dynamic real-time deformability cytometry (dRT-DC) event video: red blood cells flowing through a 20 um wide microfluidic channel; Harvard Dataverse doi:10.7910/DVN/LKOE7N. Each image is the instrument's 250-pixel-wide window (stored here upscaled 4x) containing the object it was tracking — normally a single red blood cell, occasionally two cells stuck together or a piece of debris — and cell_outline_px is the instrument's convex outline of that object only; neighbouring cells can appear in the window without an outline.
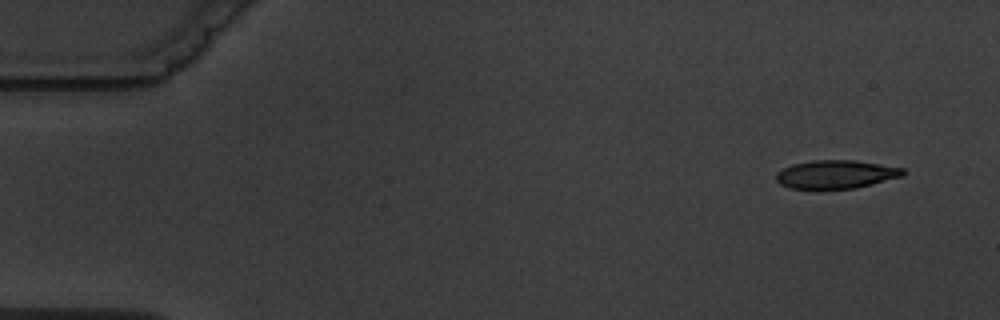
{"species": "common noctule bat (a hibernating species)", "species_latin": "Nyctalus noctula", "temperature_condition": "warm", "stored_images_in_passage": 7, "camera_frame_rate_fps": 3000, "um_per_image_px": 0.085, "animal": {"sex": "male", "body_mass_g": 19.5, "forearm_length_mm": 54.6}, "frame": {"image": 1, "passage_image": 1, "time_ms": 0.0, "image_size_px": [1000, 320], "cell_outline_px": [[908, 172], [904, 176], [856, 188], [816, 192], [788, 188], [780, 184], [776, 180], [776, 172], [792, 164], [812, 160], [856, 160], [904, 168]], "centroid_in_image_um": [71.03, 14.86], "position_along_channel_um": 14.0, "area_um2": 22.02}}
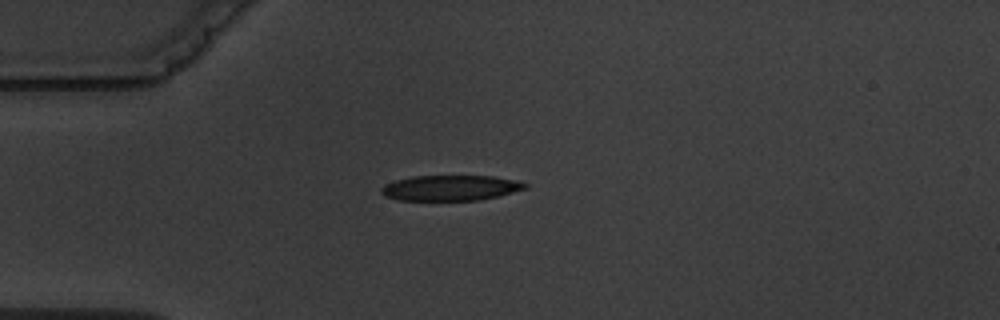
{"frame": {"image": 2, "passage_image": 4, "time_ms": 3.667, "image_size_px": [1000, 320], "cell_outline_px": [[528, 188], [480, 200], [400, 200], [384, 196], [380, 192], [380, 188], [384, 184], [396, 180], [412, 176], [492, 176], [512, 180], [528, 184]], "centroid_in_image_um": [38.24, 15.97], "position_along_channel_um": 46.8, "area_um2": 21.15}}
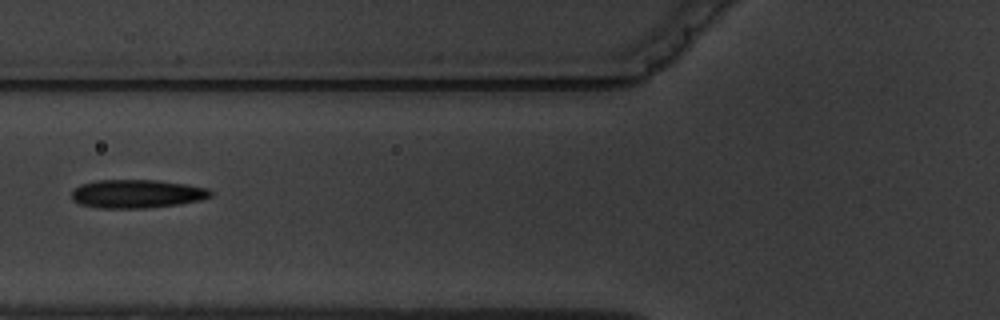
{"frame": {"image": 3, "passage_image": 6, "time_ms": 6.0, "image_size_px": [1000, 320], "cell_outline_px": [[212, 196], [200, 200], [180, 204], [148, 208], [96, 208], [80, 204], [72, 200], [72, 192], [80, 184], [96, 180], [156, 180], [188, 184], [208, 188], [212, 192]], "centroid_in_image_um": [11.64, 16.47], "position_along_channel_um": 114.2, "area_um2": 23.24}}